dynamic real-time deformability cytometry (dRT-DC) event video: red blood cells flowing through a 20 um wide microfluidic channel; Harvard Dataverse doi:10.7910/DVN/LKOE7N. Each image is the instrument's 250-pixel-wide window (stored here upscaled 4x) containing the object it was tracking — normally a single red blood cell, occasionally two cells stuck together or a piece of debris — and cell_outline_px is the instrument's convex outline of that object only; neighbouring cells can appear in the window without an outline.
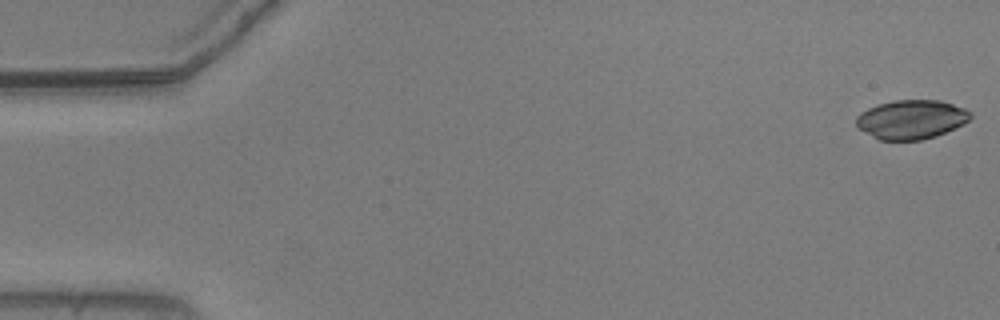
{"species": "common noctule bat (a hibernating species)", "species_latin": "Nyctalus noctula", "temperature_condition": "warm", "stored_images_in_passage": 55, "camera_frame_rate_fps": 3000, "um_per_image_px": 0.085, "animal": {"sex": "male", "body_mass_g": 20.5, "forearm_length_mm": 52.5}, "frame": {"image": 1, "passage_image": 1, "time_ms": 0.0, "image_size_px": [1000, 320], "cell_outline_px": [[972, 116], [964, 124], [936, 136], [920, 140], [880, 140], [856, 128], [856, 116], [860, 112], [876, 104], [892, 100], [940, 100], [964, 108], [972, 112]], "centroid_in_image_um": [77.43, 10.15], "position_along_channel_um": 7.6, "area_um2": 26.24}}
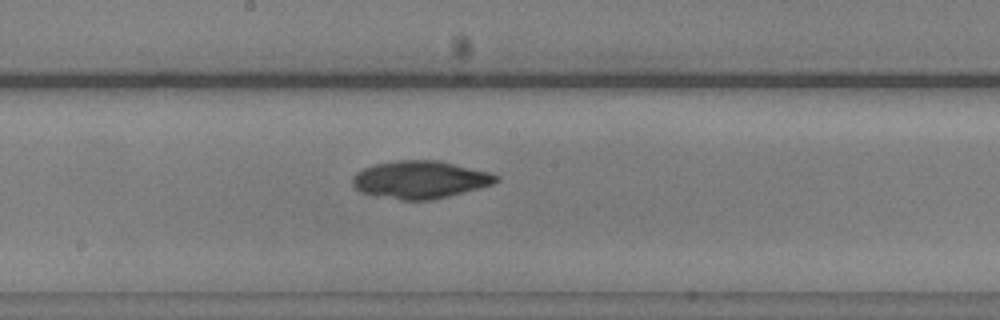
{"frame": {"image": 2, "passage_image": 29, "time_ms": 9.333, "image_size_px": [1000, 320], "cell_outline_px": [[500, 180], [492, 184], [480, 188], [432, 200], [400, 200], [360, 192], [352, 184], [352, 176], [356, 172], [364, 168], [376, 164], [400, 160], [440, 160], [492, 172], [500, 176]], "centroid_in_image_um": [35.75, 15.26], "position_along_channel_um": 212.4, "area_um2": 31.67}}
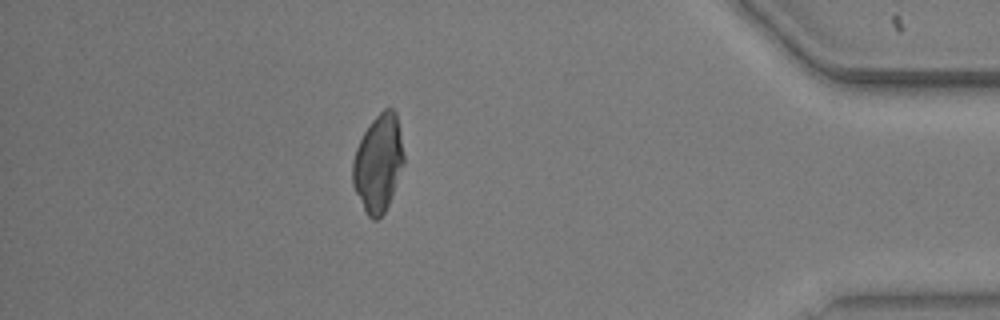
{"frame": {"image": 3, "passage_image": 48, "time_ms": 15.667, "image_size_px": [1000, 320], "cell_outline_px": [[404, 164], [388, 204], [384, 212], [376, 220], [372, 220], [368, 216], [352, 184], [352, 164], [356, 148], [364, 132], [372, 120], [384, 108], [392, 108], [396, 112], [400, 132], [404, 156]], "centroid_in_image_um": [32.15, 13.85], "position_along_channel_um": 403.0, "area_um2": 28.67}, "authors_computed_cell_mechanics": {"area_um2": 29.8826, "velocity_mm_per_s": 3.7015, "shape_relaxation_time_tau1_ms": 8.9566, "shape_relaxation_time_tau2_ms": 6.8271, "deformation_change_tau1": 0.2991, "deformation_change_tau2": 0.0547}}